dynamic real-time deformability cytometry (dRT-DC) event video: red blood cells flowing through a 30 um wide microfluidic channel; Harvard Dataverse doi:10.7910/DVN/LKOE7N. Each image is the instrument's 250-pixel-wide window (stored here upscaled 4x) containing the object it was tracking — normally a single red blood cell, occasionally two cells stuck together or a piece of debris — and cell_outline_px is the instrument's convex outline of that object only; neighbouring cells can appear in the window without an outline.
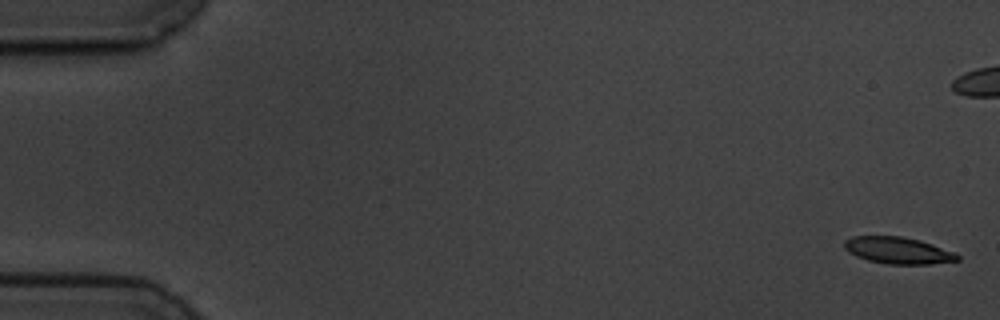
{"species": "common noctule bat (a hibernating species)", "species_latin": "Nyctalus noctula", "temperature_condition": "cold", "stored_images_in_passage": 6, "camera_frame_rate_fps": 3000, "um_per_image_px": 0.085, "animal": {"sex": "male", "body_mass_g": 19.5, "forearm_length_mm": 54.6}, "frame": {"image": 1, "passage_image": 1, "time_ms": 0.0, "image_size_px": [1000, 320], "cell_outline_px": [[960, 260], [932, 264], [888, 264], [868, 260], [856, 256], [848, 252], [844, 248], [844, 240], [852, 236], [904, 236], [920, 240], [956, 252], [960, 256]], "centroid_in_image_um": [76.35, 21.28], "position_along_channel_um": 8.7, "area_um2": 17.8}}